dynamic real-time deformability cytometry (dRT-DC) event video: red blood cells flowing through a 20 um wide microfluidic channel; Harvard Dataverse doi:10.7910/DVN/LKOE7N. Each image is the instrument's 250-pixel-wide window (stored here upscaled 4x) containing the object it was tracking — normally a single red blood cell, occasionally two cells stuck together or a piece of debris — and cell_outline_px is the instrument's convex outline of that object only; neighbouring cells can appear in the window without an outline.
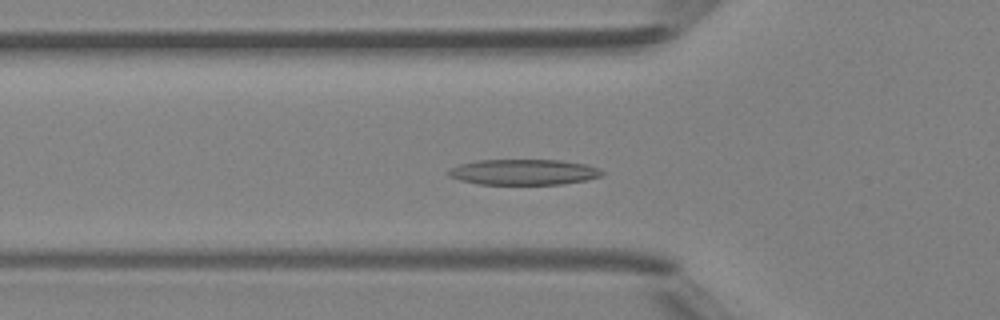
{"species": "Egyptian fruit bat (a non-hibernating species)", "species_latin": "Rousettus aegyptiacus", "temperature_condition": "room temperature", "stored_images_in_passage": 38, "camera_frame_rate_fps": 3000, "um_per_image_px": 0.085, "animal": {"sex": "female"}, "frame": {"image": 1, "passage_image": 15, "time_ms": 4.667, "image_size_px": [1000, 320], "cell_outline_px": [[604, 176], [588, 180], [560, 184], [480, 184], [460, 180], [448, 176], [448, 168], [460, 164], [476, 160], [560, 160], [584, 164], [600, 168], [604, 172]], "centroid_in_image_um": [44.53, 14.62], "position_along_channel_um": 81.3, "area_um2": 23.06}}
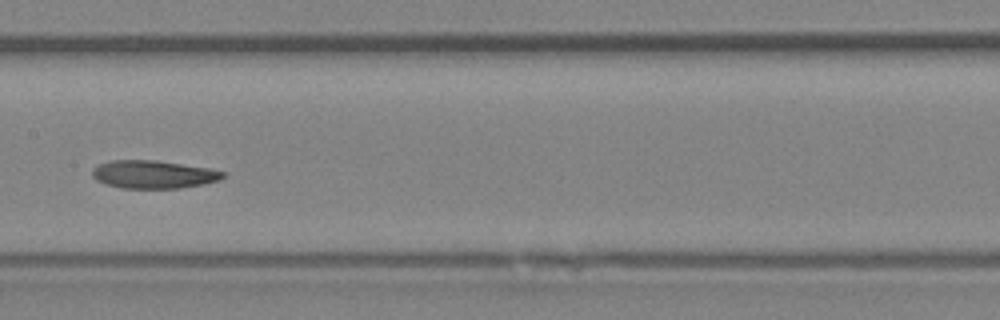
{"frame": {"image": 2, "passage_image": 23, "time_ms": 7.333, "image_size_px": [1000, 320], "cell_outline_px": [[224, 176], [220, 180], [204, 184], [180, 188], [120, 188], [96, 180], [92, 176], [92, 168], [100, 164], [112, 160], [156, 160], [208, 168], [224, 172]], "centroid_in_image_um": [13.03, 14.82], "position_along_channel_um": 194.4, "area_um2": 21.21}}
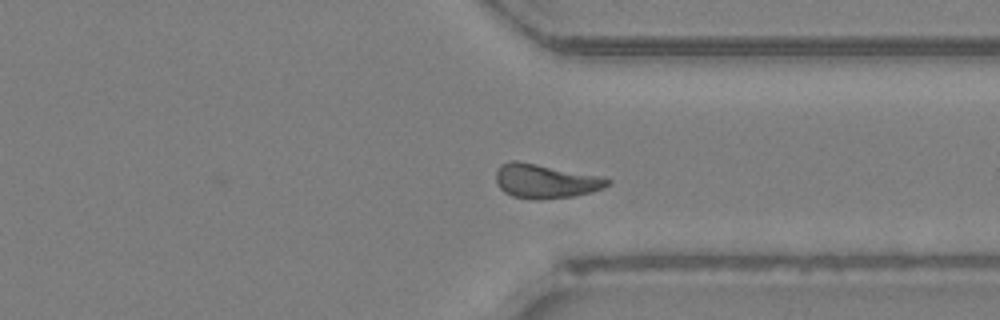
{"frame": {"image": 3, "passage_image": 35, "time_ms": 11.333, "image_size_px": [1000, 320], "cell_outline_px": [[612, 180], [604, 188], [592, 192], [572, 196], [536, 200], [532, 200], [512, 196], [504, 192], [500, 188], [496, 180], [496, 172], [500, 164], [512, 160], [516, 160], [604, 176]], "centroid_in_image_um": [46.37, 15.39], "position_along_channel_um": 365.0, "area_um2": 22.43}, "authors_computed_cell_mechanics": {"area_um2": 22.3108, "velocity_mm_per_s": 4.2456, "shape_relaxation_time_tau1_ms": 3.1375, "shape_relaxation_time_tau2_ms": 2.4307, "deformation_change_tau1": 0.135, "deformation_change_tau2": 0.0838}}